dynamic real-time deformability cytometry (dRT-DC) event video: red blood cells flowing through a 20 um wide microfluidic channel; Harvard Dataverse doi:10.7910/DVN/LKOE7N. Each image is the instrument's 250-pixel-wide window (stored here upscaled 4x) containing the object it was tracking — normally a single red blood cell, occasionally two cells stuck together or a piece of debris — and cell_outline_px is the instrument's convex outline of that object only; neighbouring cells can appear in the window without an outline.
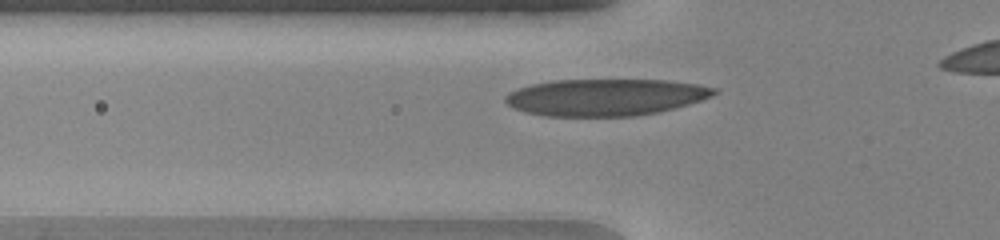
{"species": "human", "species_latin": "Homo sapiens", "temperature_condition": "warm", "stored_images_in_passage": 31, "camera_frame_rate_fps": 3000, "um_per_image_px": 0.085, "donor": {"sex": "female"}, "frame": {"image": 1, "passage_image": 6, "time_ms": 1.667, "image_size_px": [1000, 240], "cell_outline_px": [[720, 92], [712, 96], [676, 108], [660, 112], [636, 116], [544, 116], [524, 112], [508, 104], [504, 100], [504, 96], [508, 92], [532, 84], [552, 80], [668, 80], [696, 84], [720, 88]], "centroid_in_image_um": [51.5, 8.26], "position_along_channel_um": 74.3, "area_um2": 45.08}}
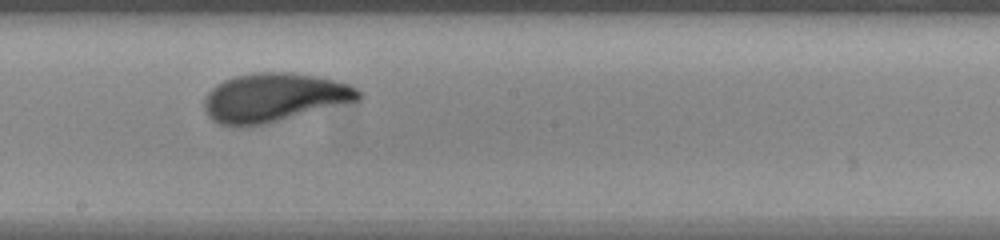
{"frame": {"image": 2, "passage_image": 17, "time_ms": 5.333, "image_size_px": [1000, 240], "cell_outline_px": [[360, 100], [248, 128], [232, 128], [220, 124], [212, 120], [208, 116], [204, 108], [204, 96], [216, 84], [224, 80], [236, 76], [252, 72], [292, 72], [316, 76], [348, 84], [356, 88], [360, 92]], "centroid_in_image_um": [23.22, 8.31], "position_along_channel_um": 225.0, "area_um2": 44.1}}
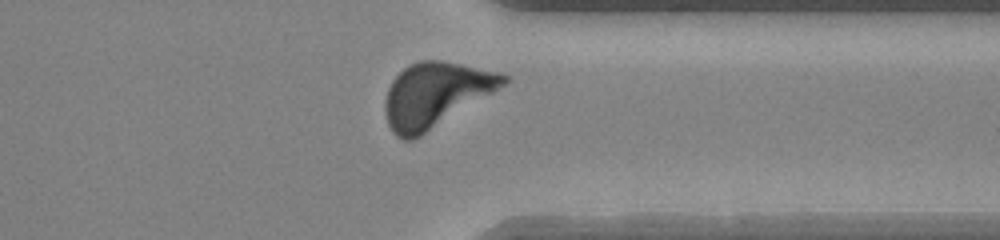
{"frame": {"image": 3, "passage_image": 28, "time_ms": 9.0, "image_size_px": [1000, 240], "cell_outline_px": [[508, 80], [504, 84], [492, 92], [420, 136], [412, 140], [404, 140], [396, 136], [392, 132], [388, 124], [384, 112], [384, 100], [388, 88], [392, 80], [408, 64], [420, 60], [440, 60], [500, 72], [508, 76]], "centroid_in_image_um": [36.95, 8.05], "position_along_channel_um": 374.5, "area_um2": 43.93}, "authors_computed_cell_mechanics": {"area_um2": 43.2922, "velocity_mm_per_s": 4.1036, "shape_relaxation_time_tau1_ms": 3.2488, "shape_relaxation_time_tau2_ms": null, "deformation_change_tau1": 0.1966, "deformation_change_tau2": null}}